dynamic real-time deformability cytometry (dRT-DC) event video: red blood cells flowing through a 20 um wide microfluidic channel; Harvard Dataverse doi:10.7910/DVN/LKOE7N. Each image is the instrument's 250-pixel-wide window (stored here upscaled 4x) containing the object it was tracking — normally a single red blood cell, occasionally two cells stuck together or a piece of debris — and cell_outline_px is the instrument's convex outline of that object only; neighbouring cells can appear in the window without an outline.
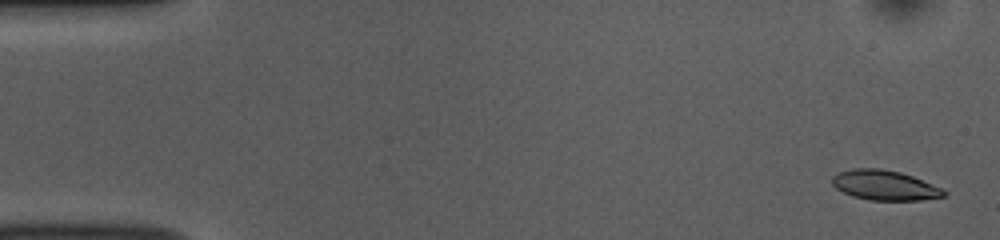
{"species": "common noctule bat (a hibernating species)", "species_latin": "Nyctalus noctula", "temperature_condition": "room temperature", "stored_images_in_passage": 53, "camera_frame_rate_fps": 3000, "um_per_image_px": 0.085, "animal": {"sex": "female", "body_mass_g": 10.0, "forearm_length_mm": 53.1}, "frame": {"image": 1, "passage_image": 2, "time_ms": 0.333, "image_size_px": [1000, 240], "cell_outline_px": [[948, 192], [944, 196], [920, 200], [868, 200], [852, 196], [836, 188], [832, 184], [832, 176], [840, 172], [852, 168], [880, 168], [900, 172], [912, 176], [932, 184]], "centroid_in_image_um": [75.17, 15.74], "position_along_channel_um": 9.8, "area_um2": 19.36}}
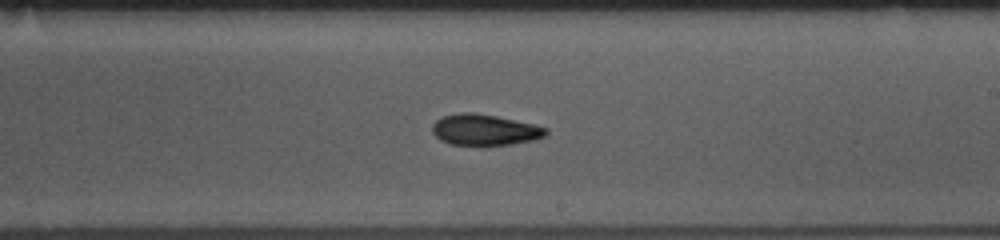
{"frame": {"image": 2, "passage_image": 31, "time_ms": 10.0, "image_size_px": [1000, 240], "cell_outline_px": [[548, 132], [544, 136], [532, 140], [512, 144], [452, 144], [440, 140], [432, 132], [432, 124], [436, 120], [444, 116], [460, 112], [476, 112], [496, 116], [532, 124], [548, 128]], "centroid_in_image_um": [41.18, 11.01], "position_along_channel_um": 247.8, "area_um2": 20.23}}
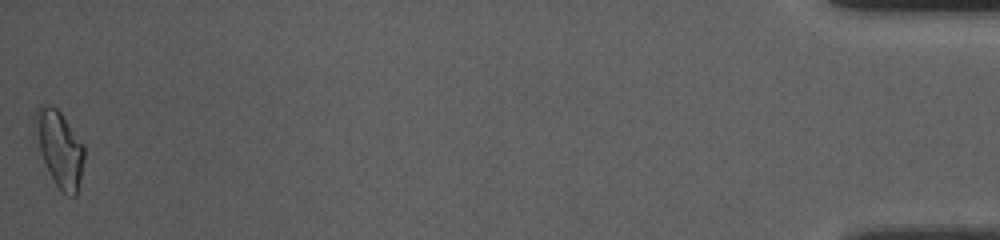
{"frame": {"image": 3, "passage_image": 53, "time_ms": 17.333, "image_size_px": [1000, 240], "cell_outline_px": [[84, 160], [80, 180], [76, 196], [72, 196], [64, 192], [56, 184], [32, 136], [32, 116], [36, 108], [40, 104], [48, 104], [56, 108], [60, 112], [84, 144]], "centroid_in_image_um": [5.0, 12.53], "position_along_channel_um": 430.2, "area_um2": 22.02}, "authors_computed_cell_mechanics": {"area_um2": 20.1722, "velocity_mm_per_s": 3.773, "shape_relaxation_time_tau1_ms": 3.6782, "shape_relaxation_time_tau2_ms": 3.3378, "deformation_change_tau1": 0.1225, "deformation_change_tau2": 0.0963}}